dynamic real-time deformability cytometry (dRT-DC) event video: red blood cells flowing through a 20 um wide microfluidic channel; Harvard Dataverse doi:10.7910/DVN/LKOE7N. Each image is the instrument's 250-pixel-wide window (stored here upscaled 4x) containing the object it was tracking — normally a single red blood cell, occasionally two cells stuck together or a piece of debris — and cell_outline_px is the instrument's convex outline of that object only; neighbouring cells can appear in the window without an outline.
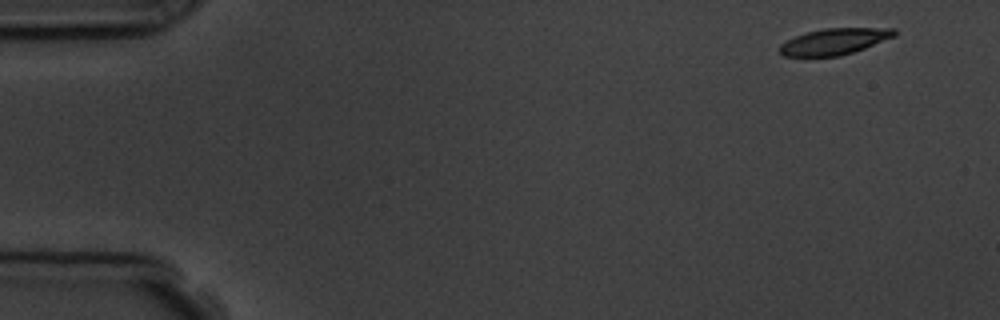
{"species": "common noctule bat (a hibernating species)", "species_latin": "Nyctalus noctula", "temperature_condition": "room temperature", "stored_images_in_passage": 5, "camera_frame_rate_fps": 3000, "um_per_image_px": 0.085, "animal": {"sex": "male", "body_mass_g": 19.5, "forearm_length_mm": 54.6}, "frame": {"image": 1, "passage_image": 1, "time_ms": 0.0, "image_size_px": [1000, 320], "cell_outline_px": [[896, 36], [864, 48], [840, 56], [784, 56], [780, 52], [780, 44], [804, 32], [824, 28], [896, 28]], "centroid_in_image_um": [70.93, 3.51], "position_along_channel_um": 14.1, "area_um2": 17.46}}
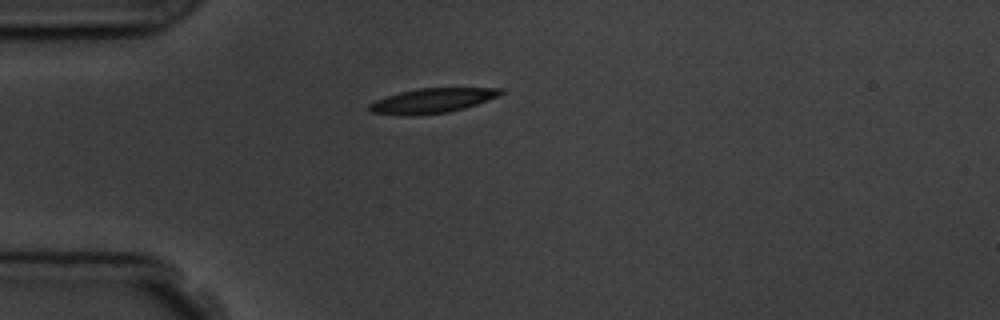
{"frame": {"image": 2, "passage_image": 4, "time_ms": 3.667, "image_size_px": [1000, 320], "cell_outline_px": [[504, 92], [500, 96], [464, 108], [448, 112], [408, 116], [372, 112], [368, 108], [368, 104], [376, 100], [400, 92], [416, 88], [504, 88]], "centroid_in_image_um": [36.76, 8.55], "position_along_channel_um": 48.2, "area_um2": 18.84}}